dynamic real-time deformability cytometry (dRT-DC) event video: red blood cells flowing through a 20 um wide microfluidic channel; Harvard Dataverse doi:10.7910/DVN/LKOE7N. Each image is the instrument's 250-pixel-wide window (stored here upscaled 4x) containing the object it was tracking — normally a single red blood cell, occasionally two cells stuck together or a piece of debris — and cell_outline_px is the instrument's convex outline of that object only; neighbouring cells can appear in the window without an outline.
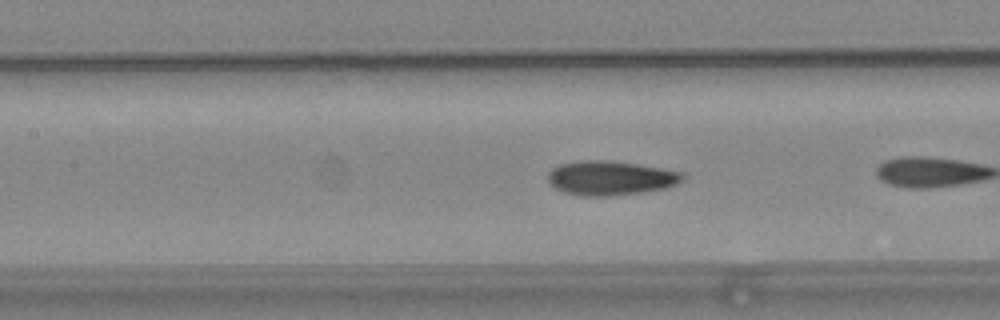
{"species": "common noctule bat (a hibernating species)", "species_latin": "Nyctalus noctula", "temperature_condition": "warm", "stored_images_in_passage": 9, "camera_frame_rate_fps": 3000, "um_per_image_px": 0.085, "animal": {"sex": "female", "body_mass_g": 24.6, "forearm_length_mm": 56.2}, "frame": {"image": 1, "passage_image": 8, "time_ms": 2.333, "image_size_px": [1000, 320], "cell_outline_px": [[688, 176], [684, 180], [676, 184], [664, 188], [644, 192], [608, 196], [580, 196], [564, 192], [556, 188], [548, 180], [548, 172], [552, 168], [560, 164], [580, 160], [612, 160], [684, 172]], "centroid_in_image_um": [51.92, 15.12], "position_along_channel_um": 155.5, "area_um2": 27.11}}